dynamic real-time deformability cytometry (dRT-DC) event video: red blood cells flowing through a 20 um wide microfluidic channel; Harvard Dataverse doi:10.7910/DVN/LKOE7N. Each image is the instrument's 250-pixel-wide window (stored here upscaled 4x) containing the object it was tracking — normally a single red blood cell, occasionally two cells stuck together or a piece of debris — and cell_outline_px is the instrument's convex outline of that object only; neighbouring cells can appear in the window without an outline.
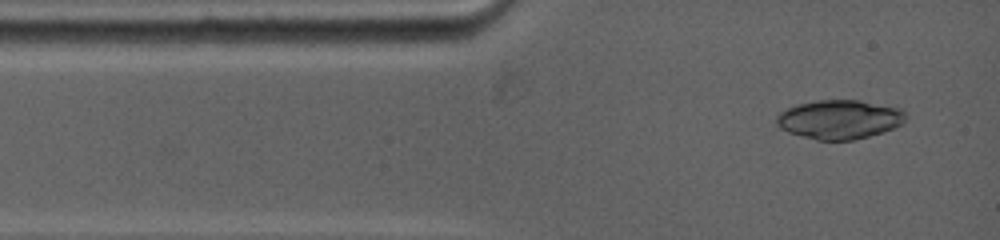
{"species": "common noctule bat (a hibernating species)", "species_latin": "Nyctalus noctula", "temperature_condition": "warm", "stored_images_in_passage": 2, "camera_frame_rate_fps": 5000, "um_per_image_px": 0.085, "animal": {"sex": "female", "body_mass_g": 19.0, "forearm_length_mm": 53.3}, "frame": {"image": 1, "passage_image": 2, "time_ms": 0.6, "image_size_px": [1000, 240], "cell_outline_px": [[904, 124], [868, 136], [852, 140], [816, 140], [788, 132], [780, 128], [776, 124], [776, 116], [780, 112], [796, 104], [820, 100], [860, 100], [896, 104], [904, 108]], "centroid_in_image_um": [71.4, 10.12], "position_along_channel_um": 13.6, "area_um2": 29.82}}